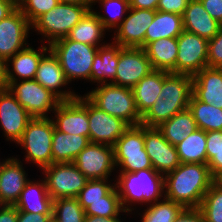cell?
Masks as SVG:
<instances>
[{"mask_svg":"<svg viewBox=\"0 0 222 222\" xmlns=\"http://www.w3.org/2000/svg\"><path fill=\"white\" fill-rule=\"evenodd\" d=\"M214 182L207 164L181 163L164 175V197L184 208H199Z\"/></svg>","mask_w":222,"mask_h":222,"instance_id":"obj_1","label":"cell"},{"mask_svg":"<svg viewBox=\"0 0 222 222\" xmlns=\"http://www.w3.org/2000/svg\"><path fill=\"white\" fill-rule=\"evenodd\" d=\"M193 77L187 74L169 73L163 80L159 98L142 117L141 125L158 127L176 113L188 108L192 95Z\"/></svg>","mask_w":222,"mask_h":222,"instance_id":"obj_2","label":"cell"},{"mask_svg":"<svg viewBox=\"0 0 222 222\" xmlns=\"http://www.w3.org/2000/svg\"><path fill=\"white\" fill-rule=\"evenodd\" d=\"M117 179L114 185L126 212H132L131 207L134 203L149 205L164 197V175L153 168L136 172H120Z\"/></svg>","mask_w":222,"mask_h":222,"instance_id":"obj_3","label":"cell"},{"mask_svg":"<svg viewBox=\"0 0 222 222\" xmlns=\"http://www.w3.org/2000/svg\"><path fill=\"white\" fill-rule=\"evenodd\" d=\"M85 96L100 110L118 117L129 126L141 124L142 117L137 111L134 93L131 88L112 83L97 85Z\"/></svg>","mask_w":222,"mask_h":222,"instance_id":"obj_4","label":"cell"},{"mask_svg":"<svg viewBox=\"0 0 222 222\" xmlns=\"http://www.w3.org/2000/svg\"><path fill=\"white\" fill-rule=\"evenodd\" d=\"M49 49L58 58L69 83L72 79L90 80L92 63L98 47L64 37L51 43Z\"/></svg>","mask_w":222,"mask_h":222,"instance_id":"obj_5","label":"cell"},{"mask_svg":"<svg viewBox=\"0 0 222 222\" xmlns=\"http://www.w3.org/2000/svg\"><path fill=\"white\" fill-rule=\"evenodd\" d=\"M53 118L33 117L27 124L22 137L17 141L26 150L27 162L37 164L41 169L53 163L52 138L54 132Z\"/></svg>","mask_w":222,"mask_h":222,"instance_id":"obj_6","label":"cell"},{"mask_svg":"<svg viewBox=\"0 0 222 222\" xmlns=\"http://www.w3.org/2000/svg\"><path fill=\"white\" fill-rule=\"evenodd\" d=\"M89 11L85 6L71 3H59L52 10L42 14L31 25L32 29L47 37V45L67 37L71 29Z\"/></svg>","mask_w":222,"mask_h":222,"instance_id":"obj_7","label":"cell"},{"mask_svg":"<svg viewBox=\"0 0 222 222\" xmlns=\"http://www.w3.org/2000/svg\"><path fill=\"white\" fill-rule=\"evenodd\" d=\"M114 161L120 172H136L153 168L144 148V126H129L113 145Z\"/></svg>","mask_w":222,"mask_h":222,"instance_id":"obj_8","label":"cell"},{"mask_svg":"<svg viewBox=\"0 0 222 222\" xmlns=\"http://www.w3.org/2000/svg\"><path fill=\"white\" fill-rule=\"evenodd\" d=\"M42 170L46 174L44 180L53 200L76 198L88 181L73 162L52 163Z\"/></svg>","mask_w":222,"mask_h":222,"instance_id":"obj_9","label":"cell"},{"mask_svg":"<svg viewBox=\"0 0 222 222\" xmlns=\"http://www.w3.org/2000/svg\"><path fill=\"white\" fill-rule=\"evenodd\" d=\"M8 89L32 117H48L61 102L35 79L13 81Z\"/></svg>","mask_w":222,"mask_h":222,"instance_id":"obj_10","label":"cell"},{"mask_svg":"<svg viewBox=\"0 0 222 222\" xmlns=\"http://www.w3.org/2000/svg\"><path fill=\"white\" fill-rule=\"evenodd\" d=\"M176 74L196 75L208 67V40L187 31L177 37Z\"/></svg>","mask_w":222,"mask_h":222,"instance_id":"obj_11","label":"cell"},{"mask_svg":"<svg viewBox=\"0 0 222 222\" xmlns=\"http://www.w3.org/2000/svg\"><path fill=\"white\" fill-rule=\"evenodd\" d=\"M88 179H107L115 170L113 146L90 142L73 162Z\"/></svg>","mask_w":222,"mask_h":222,"instance_id":"obj_12","label":"cell"},{"mask_svg":"<svg viewBox=\"0 0 222 222\" xmlns=\"http://www.w3.org/2000/svg\"><path fill=\"white\" fill-rule=\"evenodd\" d=\"M153 70L146 52L141 47H121L114 85L133 88Z\"/></svg>","mask_w":222,"mask_h":222,"instance_id":"obj_13","label":"cell"},{"mask_svg":"<svg viewBox=\"0 0 222 222\" xmlns=\"http://www.w3.org/2000/svg\"><path fill=\"white\" fill-rule=\"evenodd\" d=\"M55 128L63 133L89 137L88 98L79 96L71 101H61L56 109Z\"/></svg>","mask_w":222,"mask_h":222,"instance_id":"obj_14","label":"cell"},{"mask_svg":"<svg viewBox=\"0 0 222 222\" xmlns=\"http://www.w3.org/2000/svg\"><path fill=\"white\" fill-rule=\"evenodd\" d=\"M144 148L153 169L162 175L174 171L181 164L176 147L164 138L157 127L144 126Z\"/></svg>","mask_w":222,"mask_h":222,"instance_id":"obj_15","label":"cell"},{"mask_svg":"<svg viewBox=\"0 0 222 222\" xmlns=\"http://www.w3.org/2000/svg\"><path fill=\"white\" fill-rule=\"evenodd\" d=\"M30 29H32L31 23L18 8L2 19L0 21V57L8 60L27 47L26 40Z\"/></svg>","mask_w":222,"mask_h":222,"instance_id":"obj_16","label":"cell"},{"mask_svg":"<svg viewBox=\"0 0 222 222\" xmlns=\"http://www.w3.org/2000/svg\"><path fill=\"white\" fill-rule=\"evenodd\" d=\"M121 24L115 29L114 43L121 47H145V34L156 11L129 8ZM117 32V33H116Z\"/></svg>","mask_w":222,"mask_h":222,"instance_id":"obj_17","label":"cell"},{"mask_svg":"<svg viewBox=\"0 0 222 222\" xmlns=\"http://www.w3.org/2000/svg\"><path fill=\"white\" fill-rule=\"evenodd\" d=\"M89 139L92 143L113 146L129 125L100 110L88 99Z\"/></svg>","mask_w":222,"mask_h":222,"instance_id":"obj_18","label":"cell"},{"mask_svg":"<svg viewBox=\"0 0 222 222\" xmlns=\"http://www.w3.org/2000/svg\"><path fill=\"white\" fill-rule=\"evenodd\" d=\"M32 118L8 88L0 90V126L8 141L17 143Z\"/></svg>","mask_w":222,"mask_h":222,"instance_id":"obj_19","label":"cell"},{"mask_svg":"<svg viewBox=\"0 0 222 222\" xmlns=\"http://www.w3.org/2000/svg\"><path fill=\"white\" fill-rule=\"evenodd\" d=\"M34 79L53 93L60 101H71L78 97L71 90H59L62 86L68 85L69 82L65 77L58 58L51 50L41 58Z\"/></svg>","mask_w":222,"mask_h":222,"instance_id":"obj_20","label":"cell"},{"mask_svg":"<svg viewBox=\"0 0 222 222\" xmlns=\"http://www.w3.org/2000/svg\"><path fill=\"white\" fill-rule=\"evenodd\" d=\"M5 160L0 172V205H15L29 179L19 159Z\"/></svg>","mask_w":222,"mask_h":222,"instance_id":"obj_21","label":"cell"},{"mask_svg":"<svg viewBox=\"0 0 222 222\" xmlns=\"http://www.w3.org/2000/svg\"><path fill=\"white\" fill-rule=\"evenodd\" d=\"M192 95L222 109V68L205 67L193 76Z\"/></svg>","mask_w":222,"mask_h":222,"instance_id":"obj_22","label":"cell"},{"mask_svg":"<svg viewBox=\"0 0 222 222\" xmlns=\"http://www.w3.org/2000/svg\"><path fill=\"white\" fill-rule=\"evenodd\" d=\"M42 47V48H41ZM38 50L29 45L17 52L13 57L7 60V81L8 86L13 81L34 79L41 58L48 53V47L42 45ZM41 50V51H40ZM9 62V63H8ZM12 63V64H11ZM12 66V69L9 66ZM17 75V77H16Z\"/></svg>","mask_w":222,"mask_h":222,"instance_id":"obj_23","label":"cell"},{"mask_svg":"<svg viewBox=\"0 0 222 222\" xmlns=\"http://www.w3.org/2000/svg\"><path fill=\"white\" fill-rule=\"evenodd\" d=\"M182 20L184 31L197 34L207 40L214 38L222 26L210 17L200 0L188 1Z\"/></svg>","mask_w":222,"mask_h":222,"instance_id":"obj_24","label":"cell"},{"mask_svg":"<svg viewBox=\"0 0 222 222\" xmlns=\"http://www.w3.org/2000/svg\"><path fill=\"white\" fill-rule=\"evenodd\" d=\"M14 206L24 212L52 213L53 199L48 193L44 178L37 182L28 180Z\"/></svg>","mask_w":222,"mask_h":222,"instance_id":"obj_25","label":"cell"},{"mask_svg":"<svg viewBox=\"0 0 222 222\" xmlns=\"http://www.w3.org/2000/svg\"><path fill=\"white\" fill-rule=\"evenodd\" d=\"M169 73L164 70H152L132 88L135 105L141 117L148 112L157 98L160 97L163 80Z\"/></svg>","mask_w":222,"mask_h":222,"instance_id":"obj_26","label":"cell"},{"mask_svg":"<svg viewBox=\"0 0 222 222\" xmlns=\"http://www.w3.org/2000/svg\"><path fill=\"white\" fill-rule=\"evenodd\" d=\"M121 46L114 42L106 43V45L98 47V51L94 56L90 81L97 84L111 83L117 72L118 53ZM108 78H110L108 82Z\"/></svg>","mask_w":222,"mask_h":222,"instance_id":"obj_27","label":"cell"},{"mask_svg":"<svg viewBox=\"0 0 222 222\" xmlns=\"http://www.w3.org/2000/svg\"><path fill=\"white\" fill-rule=\"evenodd\" d=\"M143 49L153 70H164L176 74L177 38L155 40L148 43Z\"/></svg>","mask_w":222,"mask_h":222,"instance_id":"obj_28","label":"cell"},{"mask_svg":"<svg viewBox=\"0 0 222 222\" xmlns=\"http://www.w3.org/2000/svg\"><path fill=\"white\" fill-rule=\"evenodd\" d=\"M90 143L89 137L73 135L54 128L52 138L53 163L74 162L77 155Z\"/></svg>","mask_w":222,"mask_h":222,"instance_id":"obj_29","label":"cell"},{"mask_svg":"<svg viewBox=\"0 0 222 222\" xmlns=\"http://www.w3.org/2000/svg\"><path fill=\"white\" fill-rule=\"evenodd\" d=\"M164 138L173 146L178 145L188 135L195 132L198 127L189 108L176 113L169 120L162 122L157 127Z\"/></svg>","mask_w":222,"mask_h":222,"instance_id":"obj_30","label":"cell"},{"mask_svg":"<svg viewBox=\"0 0 222 222\" xmlns=\"http://www.w3.org/2000/svg\"><path fill=\"white\" fill-rule=\"evenodd\" d=\"M183 31L181 15L156 10L154 19L145 34V46L155 40L177 38Z\"/></svg>","mask_w":222,"mask_h":222,"instance_id":"obj_31","label":"cell"},{"mask_svg":"<svg viewBox=\"0 0 222 222\" xmlns=\"http://www.w3.org/2000/svg\"><path fill=\"white\" fill-rule=\"evenodd\" d=\"M107 29L100 22L93 10H89L86 15L71 29L67 36L70 40L100 47L99 44ZM102 38V39H101Z\"/></svg>","mask_w":222,"mask_h":222,"instance_id":"obj_32","label":"cell"},{"mask_svg":"<svg viewBox=\"0 0 222 222\" xmlns=\"http://www.w3.org/2000/svg\"><path fill=\"white\" fill-rule=\"evenodd\" d=\"M181 163L207 164L206 132L197 129L175 146Z\"/></svg>","mask_w":222,"mask_h":222,"instance_id":"obj_33","label":"cell"},{"mask_svg":"<svg viewBox=\"0 0 222 222\" xmlns=\"http://www.w3.org/2000/svg\"><path fill=\"white\" fill-rule=\"evenodd\" d=\"M188 108L191 110L198 129L205 132L222 130V109L206 104L191 95Z\"/></svg>","mask_w":222,"mask_h":222,"instance_id":"obj_34","label":"cell"},{"mask_svg":"<svg viewBox=\"0 0 222 222\" xmlns=\"http://www.w3.org/2000/svg\"><path fill=\"white\" fill-rule=\"evenodd\" d=\"M79 203L84 209L85 215L119 217L122 212L129 213L124 210L115 186L103 197V200Z\"/></svg>","mask_w":222,"mask_h":222,"instance_id":"obj_35","label":"cell"},{"mask_svg":"<svg viewBox=\"0 0 222 222\" xmlns=\"http://www.w3.org/2000/svg\"><path fill=\"white\" fill-rule=\"evenodd\" d=\"M185 208L167 198L150 204L143 213L142 222H173Z\"/></svg>","mask_w":222,"mask_h":222,"instance_id":"obj_36","label":"cell"},{"mask_svg":"<svg viewBox=\"0 0 222 222\" xmlns=\"http://www.w3.org/2000/svg\"><path fill=\"white\" fill-rule=\"evenodd\" d=\"M85 211L77 198H57L53 200V222H84Z\"/></svg>","mask_w":222,"mask_h":222,"instance_id":"obj_37","label":"cell"},{"mask_svg":"<svg viewBox=\"0 0 222 222\" xmlns=\"http://www.w3.org/2000/svg\"><path fill=\"white\" fill-rule=\"evenodd\" d=\"M204 222H222V186L216 181L210 186L198 208Z\"/></svg>","mask_w":222,"mask_h":222,"instance_id":"obj_38","label":"cell"},{"mask_svg":"<svg viewBox=\"0 0 222 222\" xmlns=\"http://www.w3.org/2000/svg\"><path fill=\"white\" fill-rule=\"evenodd\" d=\"M97 1L101 4V8L104 6V9L109 13V15L106 16L100 14V12H94L107 30L117 28L125 19L123 18L126 16L124 14L128 13L130 8L129 0H94V4Z\"/></svg>","mask_w":222,"mask_h":222,"instance_id":"obj_39","label":"cell"},{"mask_svg":"<svg viewBox=\"0 0 222 222\" xmlns=\"http://www.w3.org/2000/svg\"><path fill=\"white\" fill-rule=\"evenodd\" d=\"M207 165L216 179L222 174V130L206 132Z\"/></svg>","mask_w":222,"mask_h":222,"instance_id":"obj_40","label":"cell"},{"mask_svg":"<svg viewBox=\"0 0 222 222\" xmlns=\"http://www.w3.org/2000/svg\"><path fill=\"white\" fill-rule=\"evenodd\" d=\"M114 186L108 182V179L88 180L76 198L79 202H97L103 200Z\"/></svg>","mask_w":222,"mask_h":222,"instance_id":"obj_41","label":"cell"},{"mask_svg":"<svg viewBox=\"0 0 222 222\" xmlns=\"http://www.w3.org/2000/svg\"><path fill=\"white\" fill-rule=\"evenodd\" d=\"M59 0H20L17 8L32 24L42 14L52 10Z\"/></svg>","mask_w":222,"mask_h":222,"instance_id":"obj_42","label":"cell"},{"mask_svg":"<svg viewBox=\"0 0 222 222\" xmlns=\"http://www.w3.org/2000/svg\"><path fill=\"white\" fill-rule=\"evenodd\" d=\"M208 67L222 68V26L217 35L208 40Z\"/></svg>","mask_w":222,"mask_h":222,"instance_id":"obj_43","label":"cell"},{"mask_svg":"<svg viewBox=\"0 0 222 222\" xmlns=\"http://www.w3.org/2000/svg\"><path fill=\"white\" fill-rule=\"evenodd\" d=\"M189 0H159L157 11L183 15Z\"/></svg>","mask_w":222,"mask_h":222,"instance_id":"obj_44","label":"cell"},{"mask_svg":"<svg viewBox=\"0 0 222 222\" xmlns=\"http://www.w3.org/2000/svg\"><path fill=\"white\" fill-rule=\"evenodd\" d=\"M210 17L222 25V0H200Z\"/></svg>","mask_w":222,"mask_h":222,"instance_id":"obj_45","label":"cell"},{"mask_svg":"<svg viewBox=\"0 0 222 222\" xmlns=\"http://www.w3.org/2000/svg\"><path fill=\"white\" fill-rule=\"evenodd\" d=\"M17 222H53L52 213H31L18 210Z\"/></svg>","mask_w":222,"mask_h":222,"instance_id":"obj_46","label":"cell"},{"mask_svg":"<svg viewBox=\"0 0 222 222\" xmlns=\"http://www.w3.org/2000/svg\"><path fill=\"white\" fill-rule=\"evenodd\" d=\"M173 222H204L198 208H185Z\"/></svg>","mask_w":222,"mask_h":222,"instance_id":"obj_47","label":"cell"},{"mask_svg":"<svg viewBox=\"0 0 222 222\" xmlns=\"http://www.w3.org/2000/svg\"><path fill=\"white\" fill-rule=\"evenodd\" d=\"M18 210L14 205H0V222H17Z\"/></svg>","mask_w":222,"mask_h":222,"instance_id":"obj_48","label":"cell"},{"mask_svg":"<svg viewBox=\"0 0 222 222\" xmlns=\"http://www.w3.org/2000/svg\"><path fill=\"white\" fill-rule=\"evenodd\" d=\"M130 8L157 10L159 0H129Z\"/></svg>","mask_w":222,"mask_h":222,"instance_id":"obj_49","label":"cell"},{"mask_svg":"<svg viewBox=\"0 0 222 222\" xmlns=\"http://www.w3.org/2000/svg\"><path fill=\"white\" fill-rule=\"evenodd\" d=\"M17 6L10 0H0V21L9 16Z\"/></svg>","mask_w":222,"mask_h":222,"instance_id":"obj_50","label":"cell"},{"mask_svg":"<svg viewBox=\"0 0 222 222\" xmlns=\"http://www.w3.org/2000/svg\"><path fill=\"white\" fill-rule=\"evenodd\" d=\"M8 88L7 81V60L0 57V90Z\"/></svg>","mask_w":222,"mask_h":222,"instance_id":"obj_51","label":"cell"},{"mask_svg":"<svg viewBox=\"0 0 222 222\" xmlns=\"http://www.w3.org/2000/svg\"><path fill=\"white\" fill-rule=\"evenodd\" d=\"M120 217H101L96 215H86L84 222H122Z\"/></svg>","mask_w":222,"mask_h":222,"instance_id":"obj_52","label":"cell"},{"mask_svg":"<svg viewBox=\"0 0 222 222\" xmlns=\"http://www.w3.org/2000/svg\"><path fill=\"white\" fill-rule=\"evenodd\" d=\"M59 2H61V3L78 4V5H81V6H85L89 10H93L92 6H93V3H94V0H59Z\"/></svg>","mask_w":222,"mask_h":222,"instance_id":"obj_53","label":"cell"},{"mask_svg":"<svg viewBox=\"0 0 222 222\" xmlns=\"http://www.w3.org/2000/svg\"><path fill=\"white\" fill-rule=\"evenodd\" d=\"M215 181L222 186V174L219 175V176L215 179Z\"/></svg>","mask_w":222,"mask_h":222,"instance_id":"obj_54","label":"cell"},{"mask_svg":"<svg viewBox=\"0 0 222 222\" xmlns=\"http://www.w3.org/2000/svg\"><path fill=\"white\" fill-rule=\"evenodd\" d=\"M12 1L16 6L19 4L20 0H10Z\"/></svg>","mask_w":222,"mask_h":222,"instance_id":"obj_55","label":"cell"},{"mask_svg":"<svg viewBox=\"0 0 222 222\" xmlns=\"http://www.w3.org/2000/svg\"><path fill=\"white\" fill-rule=\"evenodd\" d=\"M3 163H1L0 162V172H1V169H2V167H3V165H4V163L6 162L5 160L4 161H2Z\"/></svg>","mask_w":222,"mask_h":222,"instance_id":"obj_56","label":"cell"}]
</instances>
